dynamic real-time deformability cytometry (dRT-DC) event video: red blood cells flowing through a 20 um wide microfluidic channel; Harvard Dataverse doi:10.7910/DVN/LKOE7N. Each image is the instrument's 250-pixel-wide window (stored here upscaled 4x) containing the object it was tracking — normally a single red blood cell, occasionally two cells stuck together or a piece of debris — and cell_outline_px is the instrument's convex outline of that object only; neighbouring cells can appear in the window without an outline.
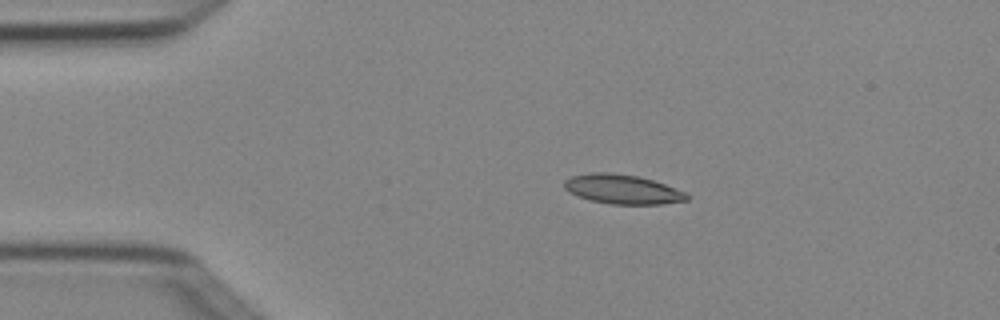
{"species": "Egyptian fruit bat (a non-hibernating species)", "species_latin": "Rousettus aegyptiacus", "temperature_condition": "cold", "stored_images_in_passage": 4, "camera_frame_rate_fps": 3000, "um_per_image_px": 0.085, "animal": {"sex": "female"}, "frame": {"image": 1, "passage_image": 3, "time_ms": 0.667, "image_size_px": [1000, 320], "cell_outline_px": [[688, 200], [660, 204], [612, 204], [592, 200], [568, 192], [564, 188], [564, 180], [572, 176], [588, 172], [608, 172], [636, 176], [652, 180], [688, 192]], "centroid_in_image_um": [52.91, 16.08], "position_along_channel_um": 32.1, "area_um2": 20.87}}